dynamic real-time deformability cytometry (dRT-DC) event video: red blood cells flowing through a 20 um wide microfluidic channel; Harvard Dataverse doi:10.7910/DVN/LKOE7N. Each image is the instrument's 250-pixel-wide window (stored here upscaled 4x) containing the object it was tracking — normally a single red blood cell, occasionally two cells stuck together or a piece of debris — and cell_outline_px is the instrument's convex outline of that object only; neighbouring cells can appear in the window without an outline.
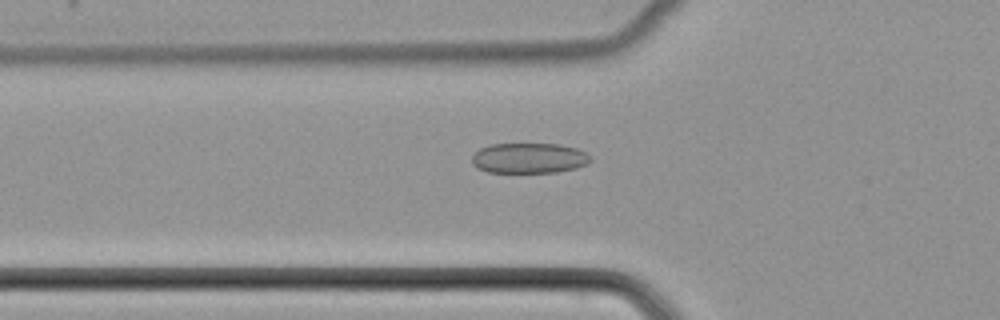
{"species": "common noctule bat (a hibernating species)", "species_latin": "Nyctalus noctula", "temperature_condition": "cold", "stored_images_in_passage": 41, "camera_frame_rate_fps": 3000, "um_per_image_px": 0.085, "animal": {"sex": "female", "body_mass_g": 22.7, "forearm_length_mm": 54.2}, "frame": {"image": 1, "passage_image": 8, "time_ms": 2.333, "image_size_px": [1000, 320], "cell_outline_px": [[592, 160], [576, 168], [556, 172], [488, 172], [476, 168], [472, 164], [472, 156], [480, 148], [492, 144], [560, 144], [576, 148], [592, 156]], "centroid_in_image_um": [44.96, 13.44], "position_along_channel_um": 80.8, "area_um2": 20.92}}
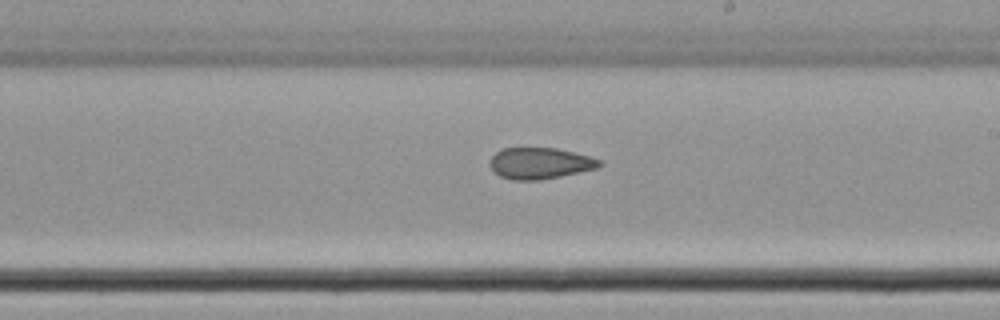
{"frame": {"image": 2, "passage_image": 20, "time_ms": 6.333, "image_size_px": [1000, 320], "cell_outline_px": [[604, 164], [596, 168], [560, 176], [540, 180], [512, 180], [500, 176], [488, 164], [492, 156], [496, 152], [504, 148], [556, 148], [588, 156], [600, 160]], "centroid_in_image_um": [45.87, 13.88], "position_along_channel_um": 243.1, "area_um2": 19.77}}
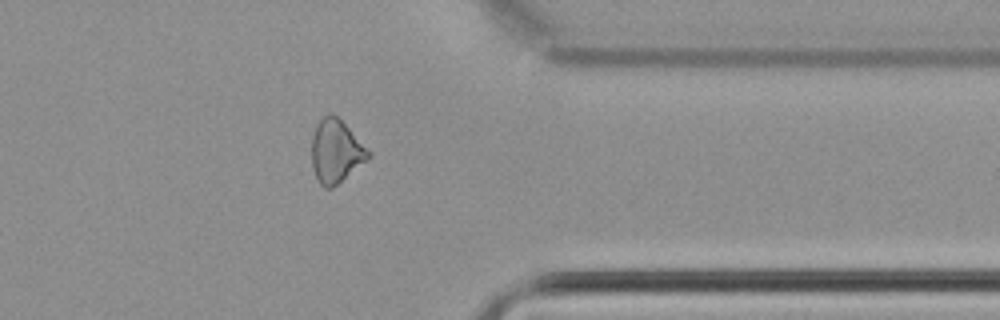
{"frame": {"image": 3, "passage_image": 31, "time_ms": 10.0, "image_size_px": [1000, 320], "cell_outline_px": [[372, 156], [332, 188], [324, 188], [316, 180], [312, 168], [312, 136], [316, 124], [328, 112], [332, 112], [372, 152]], "centroid_in_image_um": [28.54, 12.87], "position_along_channel_um": 382.9, "area_um2": 20.87}}